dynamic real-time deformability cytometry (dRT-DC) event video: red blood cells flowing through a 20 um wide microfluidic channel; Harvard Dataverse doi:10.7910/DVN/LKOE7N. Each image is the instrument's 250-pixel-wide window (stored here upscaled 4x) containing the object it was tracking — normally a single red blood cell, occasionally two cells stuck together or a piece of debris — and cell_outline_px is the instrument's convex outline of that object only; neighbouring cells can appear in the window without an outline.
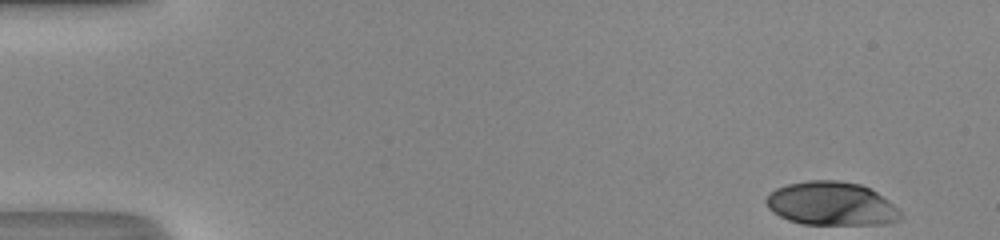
{"species": "human", "species_latin": "Homo sapiens", "temperature_condition": "room temperature", "stored_images_in_passage": 46, "camera_frame_rate_fps": 3000, "um_per_image_px": 0.085, "donor": {"sex": "male"}, "frame": {"image": 1, "passage_image": 1, "time_ms": 0.0, "image_size_px": [1000, 240], "cell_outline_px": [[904, 216], [900, 220], [884, 224], [804, 224], [788, 220], [772, 212], [768, 208], [764, 200], [768, 192], [776, 188], [788, 184], [808, 180], [836, 180], [860, 184], [876, 192], [888, 200]], "centroid_in_image_um": [70.63, 17.31], "position_along_channel_um": 14.4, "area_um2": 34.22}}
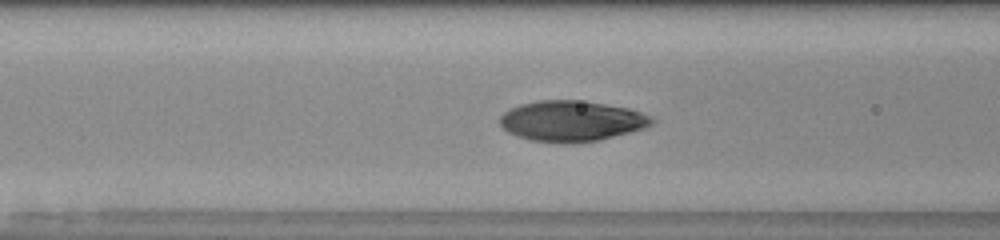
{"frame": {"image": 2, "passage_image": 18, "time_ms": 5.667, "image_size_px": [1000, 240], "cell_outline_px": [[656, 120], [652, 124], [644, 128], [600, 140], [568, 144], [556, 144], [532, 140], [516, 136], [508, 132], [500, 124], [500, 116], [508, 108], [520, 104], [536, 100], [584, 100], [628, 108], [652, 116]], "centroid_in_image_um": [48.57, 10.29], "position_along_channel_um": 118.0, "area_um2": 36.41}}
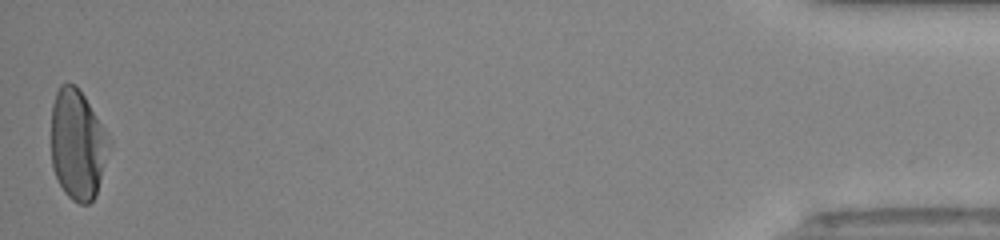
{"frame": {"image": 3, "passage_image": 46, "time_ms": 15.0, "image_size_px": [1000, 240], "cell_outline_px": [[112, 144], [96, 196], [88, 204], [80, 204], [72, 200], [64, 192], [52, 168], [52, 104], [56, 92], [60, 84], [76, 84], [84, 96], [112, 140]], "centroid_in_image_um": [6.62, 12.3], "position_along_channel_um": 428.6, "area_um2": 37.45}, "authors_computed_cell_mechanics": {"area_um2": 35.7782, "velocity_mm_per_s": 4.3081, "shape_relaxation_time_tau1_ms": 3.5942, "shape_relaxation_time_tau2_ms": null, "deformation_change_tau1": 0.2256, "deformation_change_tau2": null}}